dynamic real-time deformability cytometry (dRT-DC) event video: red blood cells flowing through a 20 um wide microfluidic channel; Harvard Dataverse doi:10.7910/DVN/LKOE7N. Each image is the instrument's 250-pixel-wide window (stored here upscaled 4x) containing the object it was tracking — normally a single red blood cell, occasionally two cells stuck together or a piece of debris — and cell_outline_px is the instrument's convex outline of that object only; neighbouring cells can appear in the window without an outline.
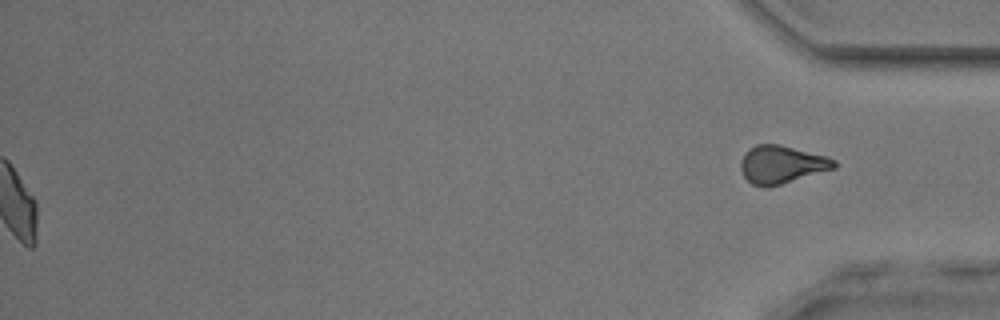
{"species": "common noctule bat (a hibernating species)", "species_latin": "Nyctalus noctula", "temperature_condition": "room temperature", "stored_images_in_passage": 46, "segment_of_instrument_passage": [2, 2], "camera_frame_rate_fps": 3000, "um_per_image_px": 0.085, "animal": {"sex": "male", "body_mass_g": 17.9, "forearm_length_mm": 54.2}, "frame": {"image": 1, "passage_image": 46, "time_ms": 15.0, "image_size_px": [1000, 320], "cell_outline_px": [[836, 168], [768, 188], [764, 188], [752, 184], [744, 176], [740, 168], [740, 164], [744, 156], [756, 144], [780, 144], [828, 156], [836, 160]], "centroid_in_image_um": [66.48, 13.99], "position_along_channel_um": 368.7, "area_um2": 20.63}}